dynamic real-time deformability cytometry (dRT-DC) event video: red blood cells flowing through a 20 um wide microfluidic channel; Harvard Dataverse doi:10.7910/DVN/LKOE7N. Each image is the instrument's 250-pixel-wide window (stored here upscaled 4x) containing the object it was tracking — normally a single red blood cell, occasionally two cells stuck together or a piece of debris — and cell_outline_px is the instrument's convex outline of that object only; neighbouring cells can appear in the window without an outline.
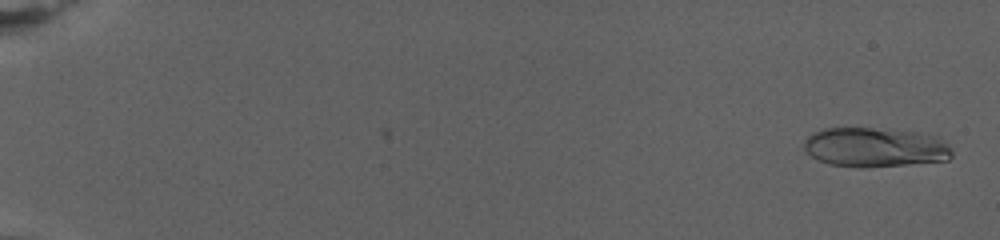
{"species": "human", "species_latin": "Homo sapiens", "temperature_condition": "warm", "stored_images_in_passage": 80, "camera_frame_rate_fps": 3000, "um_per_image_px": 0.085, "donor": {"sex": "female"}, "frame": {"image": 1, "passage_image": 3, "time_ms": 0.667, "image_size_px": [1000, 240], "cell_outline_px": [[952, 156], [948, 160], [864, 168], [860, 168], [828, 164], [812, 156], [804, 148], [804, 140], [812, 132], [824, 128], [872, 128], [920, 132], [932, 136], [948, 144], [952, 152]], "centroid_in_image_um": [74.35, 12.52], "position_along_channel_um": 10.7, "area_um2": 33.93}}
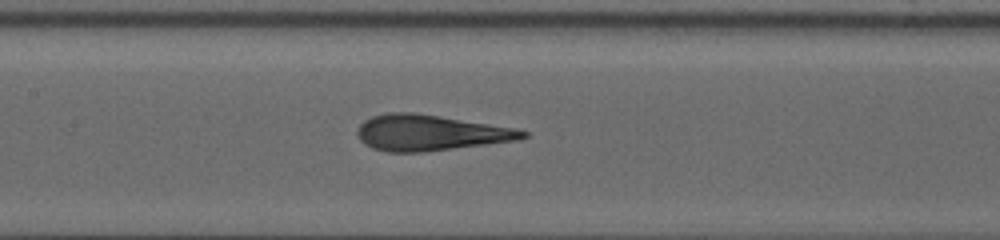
{"frame": {"image": 2, "passage_image": 42, "time_ms": 13.667, "image_size_px": [1000, 240], "cell_outline_px": [[528, 136], [516, 140], [424, 152], [388, 152], [372, 148], [364, 144], [360, 140], [356, 132], [356, 128], [364, 120], [372, 116], [388, 112], [412, 112], [516, 128], [528, 132]], "centroid_in_image_um": [36.5, 11.28], "position_along_channel_um": 170.9, "area_um2": 34.33}}
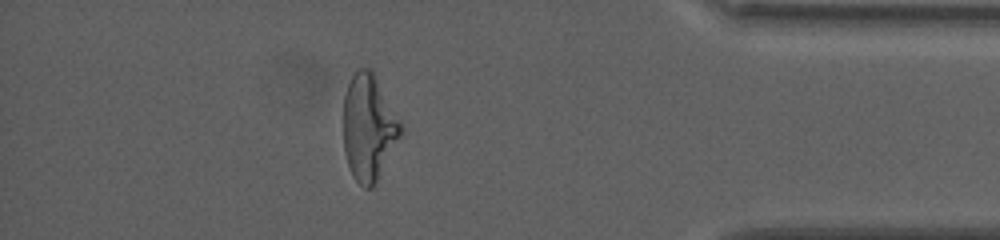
{"frame": {"image": 3, "passage_image": 71, "time_ms": 23.333, "image_size_px": [1000, 240], "cell_outline_px": [[404, 128], [400, 136], [372, 188], [364, 188], [352, 176], [344, 152], [344, 96], [348, 84], [356, 68], [372, 68], [400, 120]], "centroid_in_image_um": [31.33, 10.79], "position_along_channel_um": 403.9, "area_um2": 35.26}, "authors_computed_cell_mechanics": {"area_um2": 34.102, "velocity_mm_per_s": 2.7113, "shape_relaxation_time_tau1_ms": 8.7068, "shape_relaxation_time_tau2_ms": 1.0473, "deformation_change_tau1": 0.2777, "deformation_change_tau2": 0.0976}}